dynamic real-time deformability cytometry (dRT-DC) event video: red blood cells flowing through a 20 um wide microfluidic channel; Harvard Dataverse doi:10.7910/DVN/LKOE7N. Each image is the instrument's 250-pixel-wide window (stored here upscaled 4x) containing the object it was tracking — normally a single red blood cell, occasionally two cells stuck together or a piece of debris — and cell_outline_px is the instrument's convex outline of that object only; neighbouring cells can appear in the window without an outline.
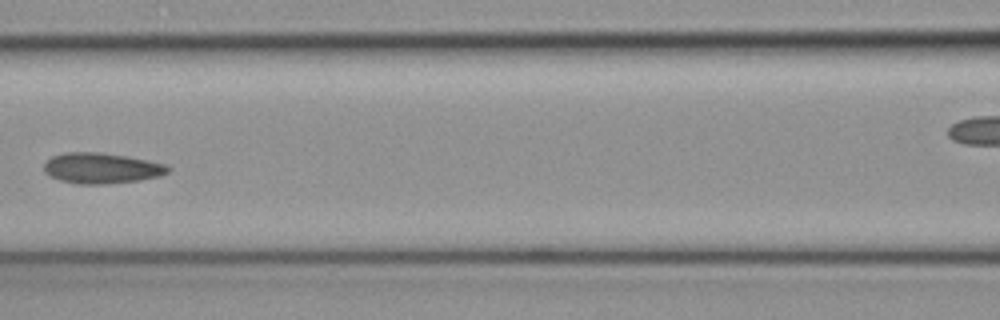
{"species": "common noctule bat (a hibernating species)", "species_latin": "Nyctalus noctula", "temperature_condition": "cold", "stored_images_in_passage": 7, "segment_of_instrument_passage": [1, 2], "camera_frame_rate_fps": 3000, "um_per_image_px": 0.085, "animal": {"sex": "female", "body_mass_g": 19.3, "forearm_length_mm": 54.1}, "frame": {"image": 1, "passage_image": 6, "time_ms": 1.667, "image_size_px": [1000, 320], "cell_outline_px": [[172, 168], [168, 172], [160, 176], [140, 180], [108, 184], [76, 184], [60, 180], [48, 176], [44, 172], [44, 164], [52, 156], [68, 152], [100, 152], [128, 156], [168, 164]], "centroid_in_image_um": [8.66, 14.3], "position_along_channel_um": 157.9, "area_um2": 22.43}}